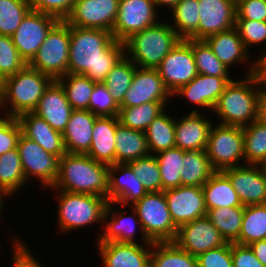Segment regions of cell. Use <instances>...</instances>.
I'll return each instance as SVG.
<instances>
[{
	"label": "cell",
	"instance_id": "6da1fadb",
	"mask_svg": "<svg viewBox=\"0 0 266 267\" xmlns=\"http://www.w3.org/2000/svg\"><path fill=\"white\" fill-rule=\"evenodd\" d=\"M124 55V42L117 41L112 32L70 26L68 74H82L95 83L104 82Z\"/></svg>",
	"mask_w": 266,
	"mask_h": 267
},
{
	"label": "cell",
	"instance_id": "7a4b0ae2",
	"mask_svg": "<svg viewBox=\"0 0 266 267\" xmlns=\"http://www.w3.org/2000/svg\"><path fill=\"white\" fill-rule=\"evenodd\" d=\"M251 61L245 76L230 81L213 108L219 124L244 127L258 119L260 74L256 60Z\"/></svg>",
	"mask_w": 266,
	"mask_h": 267
},
{
	"label": "cell",
	"instance_id": "3957f363",
	"mask_svg": "<svg viewBox=\"0 0 266 267\" xmlns=\"http://www.w3.org/2000/svg\"><path fill=\"white\" fill-rule=\"evenodd\" d=\"M109 165L87 154L66 153L59 159L58 178L50 189L107 198Z\"/></svg>",
	"mask_w": 266,
	"mask_h": 267
},
{
	"label": "cell",
	"instance_id": "277c9868",
	"mask_svg": "<svg viewBox=\"0 0 266 267\" xmlns=\"http://www.w3.org/2000/svg\"><path fill=\"white\" fill-rule=\"evenodd\" d=\"M52 81L50 76L27 64L0 83V114L3 110L4 116L18 117L22 113L33 112Z\"/></svg>",
	"mask_w": 266,
	"mask_h": 267
},
{
	"label": "cell",
	"instance_id": "5b68a950",
	"mask_svg": "<svg viewBox=\"0 0 266 267\" xmlns=\"http://www.w3.org/2000/svg\"><path fill=\"white\" fill-rule=\"evenodd\" d=\"M167 21L132 34L124 41V53L137 67L156 69L181 38Z\"/></svg>",
	"mask_w": 266,
	"mask_h": 267
},
{
	"label": "cell",
	"instance_id": "8992f818",
	"mask_svg": "<svg viewBox=\"0 0 266 267\" xmlns=\"http://www.w3.org/2000/svg\"><path fill=\"white\" fill-rule=\"evenodd\" d=\"M56 191L58 232L69 234L94 223L103 224L104 213L109 203L97 195Z\"/></svg>",
	"mask_w": 266,
	"mask_h": 267
},
{
	"label": "cell",
	"instance_id": "52a82bcc",
	"mask_svg": "<svg viewBox=\"0 0 266 267\" xmlns=\"http://www.w3.org/2000/svg\"><path fill=\"white\" fill-rule=\"evenodd\" d=\"M69 52L70 25L64 20H59L51 28L28 65L57 80L68 74Z\"/></svg>",
	"mask_w": 266,
	"mask_h": 267
},
{
	"label": "cell",
	"instance_id": "ba28073f",
	"mask_svg": "<svg viewBox=\"0 0 266 267\" xmlns=\"http://www.w3.org/2000/svg\"><path fill=\"white\" fill-rule=\"evenodd\" d=\"M132 208L151 242H173L178 227L172 221L164 191L147 192Z\"/></svg>",
	"mask_w": 266,
	"mask_h": 267
},
{
	"label": "cell",
	"instance_id": "9c48e42d",
	"mask_svg": "<svg viewBox=\"0 0 266 267\" xmlns=\"http://www.w3.org/2000/svg\"><path fill=\"white\" fill-rule=\"evenodd\" d=\"M243 128L213 123L206 154L215 171L245 165ZM243 163H242V162Z\"/></svg>",
	"mask_w": 266,
	"mask_h": 267
},
{
	"label": "cell",
	"instance_id": "30bf717a",
	"mask_svg": "<svg viewBox=\"0 0 266 267\" xmlns=\"http://www.w3.org/2000/svg\"><path fill=\"white\" fill-rule=\"evenodd\" d=\"M17 150L27 183L38 180L42 189L51 188L58 178L59 158L22 133L18 139Z\"/></svg>",
	"mask_w": 266,
	"mask_h": 267
},
{
	"label": "cell",
	"instance_id": "8fae6325",
	"mask_svg": "<svg viewBox=\"0 0 266 267\" xmlns=\"http://www.w3.org/2000/svg\"><path fill=\"white\" fill-rule=\"evenodd\" d=\"M156 69L171 95L189 83L198 74L192 51V39H181Z\"/></svg>",
	"mask_w": 266,
	"mask_h": 267
},
{
	"label": "cell",
	"instance_id": "7c38bea8",
	"mask_svg": "<svg viewBox=\"0 0 266 267\" xmlns=\"http://www.w3.org/2000/svg\"><path fill=\"white\" fill-rule=\"evenodd\" d=\"M153 0H119L118 15L112 29V36L124 42L132 34L161 21Z\"/></svg>",
	"mask_w": 266,
	"mask_h": 267
},
{
	"label": "cell",
	"instance_id": "4fadbf2b",
	"mask_svg": "<svg viewBox=\"0 0 266 267\" xmlns=\"http://www.w3.org/2000/svg\"><path fill=\"white\" fill-rule=\"evenodd\" d=\"M116 205V207H115ZM117 203L109 202L104 213L103 228L99 234H97L96 243L107 242H121V243H136V244H152L145 235L141 222L138 218L137 212L131 207L132 214L125 216L122 209L117 208ZM115 207V208H114ZM117 208V209H116ZM139 226V227H138ZM137 228V229H136ZM139 228V229H138ZM140 231L141 242L135 238L136 233Z\"/></svg>",
	"mask_w": 266,
	"mask_h": 267
},
{
	"label": "cell",
	"instance_id": "5bb4252c",
	"mask_svg": "<svg viewBox=\"0 0 266 267\" xmlns=\"http://www.w3.org/2000/svg\"><path fill=\"white\" fill-rule=\"evenodd\" d=\"M59 21L53 15L31 10L11 36L20 56L28 64L36 55L51 28Z\"/></svg>",
	"mask_w": 266,
	"mask_h": 267
},
{
	"label": "cell",
	"instance_id": "9a60e30c",
	"mask_svg": "<svg viewBox=\"0 0 266 267\" xmlns=\"http://www.w3.org/2000/svg\"><path fill=\"white\" fill-rule=\"evenodd\" d=\"M119 0H75L65 22L79 28L112 32L118 15Z\"/></svg>",
	"mask_w": 266,
	"mask_h": 267
},
{
	"label": "cell",
	"instance_id": "2e32d148",
	"mask_svg": "<svg viewBox=\"0 0 266 267\" xmlns=\"http://www.w3.org/2000/svg\"><path fill=\"white\" fill-rule=\"evenodd\" d=\"M173 242L195 257L227 243L207 216L180 225Z\"/></svg>",
	"mask_w": 266,
	"mask_h": 267
},
{
	"label": "cell",
	"instance_id": "e0dca14e",
	"mask_svg": "<svg viewBox=\"0 0 266 267\" xmlns=\"http://www.w3.org/2000/svg\"><path fill=\"white\" fill-rule=\"evenodd\" d=\"M231 181L243 206L266 203V168L245 164L222 171Z\"/></svg>",
	"mask_w": 266,
	"mask_h": 267
},
{
	"label": "cell",
	"instance_id": "ac0fdd59",
	"mask_svg": "<svg viewBox=\"0 0 266 267\" xmlns=\"http://www.w3.org/2000/svg\"><path fill=\"white\" fill-rule=\"evenodd\" d=\"M164 195L177 227L207 215L202 187L181 185L164 190Z\"/></svg>",
	"mask_w": 266,
	"mask_h": 267
},
{
	"label": "cell",
	"instance_id": "d6986e66",
	"mask_svg": "<svg viewBox=\"0 0 266 267\" xmlns=\"http://www.w3.org/2000/svg\"><path fill=\"white\" fill-rule=\"evenodd\" d=\"M171 98L157 69L136 67L131 86L119 108L140 106L147 102H169Z\"/></svg>",
	"mask_w": 266,
	"mask_h": 267
},
{
	"label": "cell",
	"instance_id": "ffe728a7",
	"mask_svg": "<svg viewBox=\"0 0 266 267\" xmlns=\"http://www.w3.org/2000/svg\"><path fill=\"white\" fill-rule=\"evenodd\" d=\"M198 10V40H205L236 25V0H198Z\"/></svg>",
	"mask_w": 266,
	"mask_h": 267
},
{
	"label": "cell",
	"instance_id": "44dd1931",
	"mask_svg": "<svg viewBox=\"0 0 266 267\" xmlns=\"http://www.w3.org/2000/svg\"><path fill=\"white\" fill-rule=\"evenodd\" d=\"M146 193L147 190L143 183L127 163L109 165L107 194L109 202L120 204L123 207H126V204L131 206Z\"/></svg>",
	"mask_w": 266,
	"mask_h": 267
},
{
	"label": "cell",
	"instance_id": "7402d4cb",
	"mask_svg": "<svg viewBox=\"0 0 266 267\" xmlns=\"http://www.w3.org/2000/svg\"><path fill=\"white\" fill-rule=\"evenodd\" d=\"M94 246L102 267H150L152 244L107 242Z\"/></svg>",
	"mask_w": 266,
	"mask_h": 267
},
{
	"label": "cell",
	"instance_id": "603a6c76",
	"mask_svg": "<svg viewBox=\"0 0 266 267\" xmlns=\"http://www.w3.org/2000/svg\"><path fill=\"white\" fill-rule=\"evenodd\" d=\"M234 77H216L204 74H197L189 83L180 87L172 97H182L191 106L195 104L198 108H205L213 111L218 102L220 95L223 93L226 85L232 81Z\"/></svg>",
	"mask_w": 266,
	"mask_h": 267
},
{
	"label": "cell",
	"instance_id": "cb8c5ba5",
	"mask_svg": "<svg viewBox=\"0 0 266 267\" xmlns=\"http://www.w3.org/2000/svg\"><path fill=\"white\" fill-rule=\"evenodd\" d=\"M195 108L181 118H175V145L184 151L205 150L213 124L209 117Z\"/></svg>",
	"mask_w": 266,
	"mask_h": 267
},
{
	"label": "cell",
	"instance_id": "d4e9b609",
	"mask_svg": "<svg viewBox=\"0 0 266 267\" xmlns=\"http://www.w3.org/2000/svg\"><path fill=\"white\" fill-rule=\"evenodd\" d=\"M73 110L61 84L53 80L45 89L33 113L48 122L54 130L63 133Z\"/></svg>",
	"mask_w": 266,
	"mask_h": 267
},
{
	"label": "cell",
	"instance_id": "484cf974",
	"mask_svg": "<svg viewBox=\"0 0 266 267\" xmlns=\"http://www.w3.org/2000/svg\"><path fill=\"white\" fill-rule=\"evenodd\" d=\"M17 119L21 125L22 134L38 143L45 151L59 159L67 153L63 134L54 130L43 118L33 112H26L20 114Z\"/></svg>",
	"mask_w": 266,
	"mask_h": 267
},
{
	"label": "cell",
	"instance_id": "4316f807",
	"mask_svg": "<svg viewBox=\"0 0 266 267\" xmlns=\"http://www.w3.org/2000/svg\"><path fill=\"white\" fill-rule=\"evenodd\" d=\"M205 41L220 62L230 70L239 64L246 65L245 67L247 63L250 64L251 54L242 42L236 27L211 35Z\"/></svg>",
	"mask_w": 266,
	"mask_h": 267
},
{
	"label": "cell",
	"instance_id": "83f0119b",
	"mask_svg": "<svg viewBox=\"0 0 266 267\" xmlns=\"http://www.w3.org/2000/svg\"><path fill=\"white\" fill-rule=\"evenodd\" d=\"M120 123L118 116H98L92 130V141L86 153L97 162L116 164L115 134Z\"/></svg>",
	"mask_w": 266,
	"mask_h": 267
},
{
	"label": "cell",
	"instance_id": "f1b7e54d",
	"mask_svg": "<svg viewBox=\"0 0 266 267\" xmlns=\"http://www.w3.org/2000/svg\"><path fill=\"white\" fill-rule=\"evenodd\" d=\"M89 110H73L63 134L67 153L86 154L91 146L95 119Z\"/></svg>",
	"mask_w": 266,
	"mask_h": 267
},
{
	"label": "cell",
	"instance_id": "f546056e",
	"mask_svg": "<svg viewBox=\"0 0 266 267\" xmlns=\"http://www.w3.org/2000/svg\"><path fill=\"white\" fill-rule=\"evenodd\" d=\"M116 163H128L150 155L143 131L117 125L115 134Z\"/></svg>",
	"mask_w": 266,
	"mask_h": 267
},
{
	"label": "cell",
	"instance_id": "4dcf8cb0",
	"mask_svg": "<svg viewBox=\"0 0 266 267\" xmlns=\"http://www.w3.org/2000/svg\"><path fill=\"white\" fill-rule=\"evenodd\" d=\"M202 191L207 211L218 207L243 206L230 179L222 171H216L202 186Z\"/></svg>",
	"mask_w": 266,
	"mask_h": 267
},
{
	"label": "cell",
	"instance_id": "1f68e13d",
	"mask_svg": "<svg viewBox=\"0 0 266 267\" xmlns=\"http://www.w3.org/2000/svg\"><path fill=\"white\" fill-rule=\"evenodd\" d=\"M166 109L159 114L145 131L148 149L151 155L176 147L175 117Z\"/></svg>",
	"mask_w": 266,
	"mask_h": 267
},
{
	"label": "cell",
	"instance_id": "d6a6232c",
	"mask_svg": "<svg viewBox=\"0 0 266 267\" xmlns=\"http://www.w3.org/2000/svg\"><path fill=\"white\" fill-rule=\"evenodd\" d=\"M181 183L184 186L202 187L216 172L205 150L184 151Z\"/></svg>",
	"mask_w": 266,
	"mask_h": 267
},
{
	"label": "cell",
	"instance_id": "836d02e7",
	"mask_svg": "<svg viewBox=\"0 0 266 267\" xmlns=\"http://www.w3.org/2000/svg\"><path fill=\"white\" fill-rule=\"evenodd\" d=\"M22 162L17 148L0 155V192L8 198L26 186Z\"/></svg>",
	"mask_w": 266,
	"mask_h": 267
},
{
	"label": "cell",
	"instance_id": "e575fe53",
	"mask_svg": "<svg viewBox=\"0 0 266 267\" xmlns=\"http://www.w3.org/2000/svg\"><path fill=\"white\" fill-rule=\"evenodd\" d=\"M173 21L170 23L181 39H197L200 15L198 0H179L170 11Z\"/></svg>",
	"mask_w": 266,
	"mask_h": 267
},
{
	"label": "cell",
	"instance_id": "d590c367",
	"mask_svg": "<svg viewBox=\"0 0 266 267\" xmlns=\"http://www.w3.org/2000/svg\"><path fill=\"white\" fill-rule=\"evenodd\" d=\"M150 267H198V262L174 242H153Z\"/></svg>",
	"mask_w": 266,
	"mask_h": 267
},
{
	"label": "cell",
	"instance_id": "8d00e7d4",
	"mask_svg": "<svg viewBox=\"0 0 266 267\" xmlns=\"http://www.w3.org/2000/svg\"><path fill=\"white\" fill-rule=\"evenodd\" d=\"M244 206L218 207L207 211V217L229 243H238Z\"/></svg>",
	"mask_w": 266,
	"mask_h": 267
},
{
	"label": "cell",
	"instance_id": "74e56055",
	"mask_svg": "<svg viewBox=\"0 0 266 267\" xmlns=\"http://www.w3.org/2000/svg\"><path fill=\"white\" fill-rule=\"evenodd\" d=\"M243 128L245 164H266V123L256 119Z\"/></svg>",
	"mask_w": 266,
	"mask_h": 267
},
{
	"label": "cell",
	"instance_id": "f35d334b",
	"mask_svg": "<svg viewBox=\"0 0 266 267\" xmlns=\"http://www.w3.org/2000/svg\"><path fill=\"white\" fill-rule=\"evenodd\" d=\"M170 102H147L140 106L120 108V123L128 128L145 132L151 122L161 114Z\"/></svg>",
	"mask_w": 266,
	"mask_h": 267
},
{
	"label": "cell",
	"instance_id": "ab89813d",
	"mask_svg": "<svg viewBox=\"0 0 266 267\" xmlns=\"http://www.w3.org/2000/svg\"><path fill=\"white\" fill-rule=\"evenodd\" d=\"M260 240H266V203L244 206L238 244L250 245Z\"/></svg>",
	"mask_w": 266,
	"mask_h": 267
},
{
	"label": "cell",
	"instance_id": "60d3db41",
	"mask_svg": "<svg viewBox=\"0 0 266 267\" xmlns=\"http://www.w3.org/2000/svg\"><path fill=\"white\" fill-rule=\"evenodd\" d=\"M57 81L64 89L66 98L74 110H89L95 82L82 74H66Z\"/></svg>",
	"mask_w": 266,
	"mask_h": 267
},
{
	"label": "cell",
	"instance_id": "b9f144b4",
	"mask_svg": "<svg viewBox=\"0 0 266 267\" xmlns=\"http://www.w3.org/2000/svg\"><path fill=\"white\" fill-rule=\"evenodd\" d=\"M136 65L125 55L111 69L103 82L118 106L128 91L135 75Z\"/></svg>",
	"mask_w": 266,
	"mask_h": 267
},
{
	"label": "cell",
	"instance_id": "7bdbcfd3",
	"mask_svg": "<svg viewBox=\"0 0 266 267\" xmlns=\"http://www.w3.org/2000/svg\"><path fill=\"white\" fill-rule=\"evenodd\" d=\"M184 150L174 147L155 154L162 181V191L182 185L181 170L183 168Z\"/></svg>",
	"mask_w": 266,
	"mask_h": 267
},
{
	"label": "cell",
	"instance_id": "ee69618b",
	"mask_svg": "<svg viewBox=\"0 0 266 267\" xmlns=\"http://www.w3.org/2000/svg\"><path fill=\"white\" fill-rule=\"evenodd\" d=\"M192 51L198 74L231 77V70L220 62L205 40L192 39Z\"/></svg>",
	"mask_w": 266,
	"mask_h": 267
},
{
	"label": "cell",
	"instance_id": "f6af8a7d",
	"mask_svg": "<svg viewBox=\"0 0 266 267\" xmlns=\"http://www.w3.org/2000/svg\"><path fill=\"white\" fill-rule=\"evenodd\" d=\"M31 10L29 0H0V35L12 36Z\"/></svg>",
	"mask_w": 266,
	"mask_h": 267
},
{
	"label": "cell",
	"instance_id": "bcb514c9",
	"mask_svg": "<svg viewBox=\"0 0 266 267\" xmlns=\"http://www.w3.org/2000/svg\"><path fill=\"white\" fill-rule=\"evenodd\" d=\"M138 179L143 183L147 192L162 191L160 170L155 155H148L127 163Z\"/></svg>",
	"mask_w": 266,
	"mask_h": 267
},
{
	"label": "cell",
	"instance_id": "7dc6e473",
	"mask_svg": "<svg viewBox=\"0 0 266 267\" xmlns=\"http://www.w3.org/2000/svg\"><path fill=\"white\" fill-rule=\"evenodd\" d=\"M27 63L20 56L11 36L0 35V83L7 77L15 75Z\"/></svg>",
	"mask_w": 266,
	"mask_h": 267
},
{
	"label": "cell",
	"instance_id": "c3c4849f",
	"mask_svg": "<svg viewBox=\"0 0 266 267\" xmlns=\"http://www.w3.org/2000/svg\"><path fill=\"white\" fill-rule=\"evenodd\" d=\"M236 29L238 30L239 36L244 43L246 49L250 52V48L258 45L263 50L259 51V55L264 51L266 45V21H254L249 19H236Z\"/></svg>",
	"mask_w": 266,
	"mask_h": 267
},
{
	"label": "cell",
	"instance_id": "681fc988",
	"mask_svg": "<svg viewBox=\"0 0 266 267\" xmlns=\"http://www.w3.org/2000/svg\"><path fill=\"white\" fill-rule=\"evenodd\" d=\"M119 106L103 82L95 83L89 101V111L96 116H118Z\"/></svg>",
	"mask_w": 266,
	"mask_h": 267
},
{
	"label": "cell",
	"instance_id": "f907efd6",
	"mask_svg": "<svg viewBox=\"0 0 266 267\" xmlns=\"http://www.w3.org/2000/svg\"><path fill=\"white\" fill-rule=\"evenodd\" d=\"M0 115V155L17 148L22 133L17 117Z\"/></svg>",
	"mask_w": 266,
	"mask_h": 267
},
{
	"label": "cell",
	"instance_id": "816d5d0a",
	"mask_svg": "<svg viewBox=\"0 0 266 267\" xmlns=\"http://www.w3.org/2000/svg\"><path fill=\"white\" fill-rule=\"evenodd\" d=\"M198 267H233L231 243L210 249L197 256Z\"/></svg>",
	"mask_w": 266,
	"mask_h": 267
},
{
	"label": "cell",
	"instance_id": "f5cc1de1",
	"mask_svg": "<svg viewBox=\"0 0 266 267\" xmlns=\"http://www.w3.org/2000/svg\"><path fill=\"white\" fill-rule=\"evenodd\" d=\"M32 10L50 14L65 20L70 14L75 0H29Z\"/></svg>",
	"mask_w": 266,
	"mask_h": 267
},
{
	"label": "cell",
	"instance_id": "db71d44e",
	"mask_svg": "<svg viewBox=\"0 0 266 267\" xmlns=\"http://www.w3.org/2000/svg\"><path fill=\"white\" fill-rule=\"evenodd\" d=\"M16 237V238H15ZM12 245V258L13 266L12 267H44L40 263V259L38 260L33 252L30 251V247H27V244L23 239L21 240L17 235L14 236V239L11 238Z\"/></svg>",
	"mask_w": 266,
	"mask_h": 267
},
{
	"label": "cell",
	"instance_id": "11a10c76",
	"mask_svg": "<svg viewBox=\"0 0 266 267\" xmlns=\"http://www.w3.org/2000/svg\"><path fill=\"white\" fill-rule=\"evenodd\" d=\"M236 19L266 21V0H236Z\"/></svg>",
	"mask_w": 266,
	"mask_h": 267
},
{
	"label": "cell",
	"instance_id": "9f6ffc18",
	"mask_svg": "<svg viewBox=\"0 0 266 267\" xmlns=\"http://www.w3.org/2000/svg\"><path fill=\"white\" fill-rule=\"evenodd\" d=\"M233 267H265L254 255L249 245L231 243Z\"/></svg>",
	"mask_w": 266,
	"mask_h": 267
},
{
	"label": "cell",
	"instance_id": "6f0895ef",
	"mask_svg": "<svg viewBox=\"0 0 266 267\" xmlns=\"http://www.w3.org/2000/svg\"><path fill=\"white\" fill-rule=\"evenodd\" d=\"M258 119L266 123V85L260 76V89L258 94Z\"/></svg>",
	"mask_w": 266,
	"mask_h": 267
},
{
	"label": "cell",
	"instance_id": "680465c9",
	"mask_svg": "<svg viewBox=\"0 0 266 267\" xmlns=\"http://www.w3.org/2000/svg\"><path fill=\"white\" fill-rule=\"evenodd\" d=\"M249 246L257 259L266 267V240L253 242Z\"/></svg>",
	"mask_w": 266,
	"mask_h": 267
},
{
	"label": "cell",
	"instance_id": "91938a15",
	"mask_svg": "<svg viewBox=\"0 0 266 267\" xmlns=\"http://www.w3.org/2000/svg\"><path fill=\"white\" fill-rule=\"evenodd\" d=\"M155 5H156V8L158 10V7L160 9L164 8V6L168 9H170L169 11H171L175 6L176 4L179 2V0H153Z\"/></svg>",
	"mask_w": 266,
	"mask_h": 267
},
{
	"label": "cell",
	"instance_id": "94428289",
	"mask_svg": "<svg viewBox=\"0 0 266 267\" xmlns=\"http://www.w3.org/2000/svg\"><path fill=\"white\" fill-rule=\"evenodd\" d=\"M258 57L256 58V65L257 68L259 69L263 64H266V46L264 48V51L260 54L257 55Z\"/></svg>",
	"mask_w": 266,
	"mask_h": 267
},
{
	"label": "cell",
	"instance_id": "6125c7cd",
	"mask_svg": "<svg viewBox=\"0 0 266 267\" xmlns=\"http://www.w3.org/2000/svg\"><path fill=\"white\" fill-rule=\"evenodd\" d=\"M258 73L261 76L262 82L266 85V64H263L259 69Z\"/></svg>",
	"mask_w": 266,
	"mask_h": 267
},
{
	"label": "cell",
	"instance_id": "be15d7a7",
	"mask_svg": "<svg viewBox=\"0 0 266 267\" xmlns=\"http://www.w3.org/2000/svg\"><path fill=\"white\" fill-rule=\"evenodd\" d=\"M5 199H8V197L4 193L0 192V219H2L1 216L6 202Z\"/></svg>",
	"mask_w": 266,
	"mask_h": 267
}]
</instances>
